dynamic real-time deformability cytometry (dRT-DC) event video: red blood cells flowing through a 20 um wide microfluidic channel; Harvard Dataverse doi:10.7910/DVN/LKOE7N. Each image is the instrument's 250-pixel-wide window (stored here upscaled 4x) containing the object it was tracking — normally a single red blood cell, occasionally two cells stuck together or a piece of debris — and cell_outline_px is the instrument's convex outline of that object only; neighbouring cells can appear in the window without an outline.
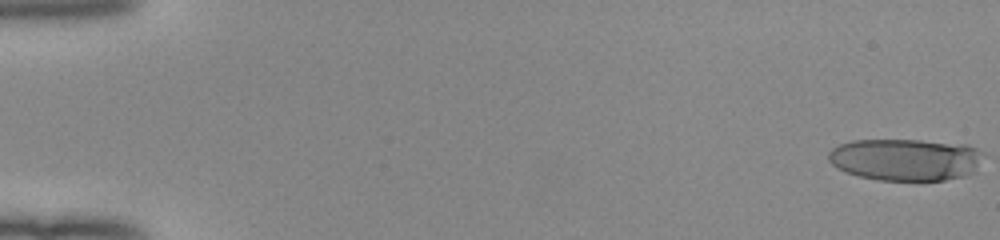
{"species": "human", "species_latin": "Homo sapiens", "temperature_condition": "room temperature", "stored_images_in_passage": 52, "camera_frame_rate_fps": 3000, "um_per_image_px": 0.085, "donor": {"sex": "female"}, "frame": {"image": 1, "passage_image": 1, "time_ms": 0.0, "image_size_px": [1000, 240], "cell_outline_px": [[984, 152], [972, 172], [964, 176], [944, 180], [880, 180], [860, 176], [844, 172], [832, 164], [828, 160], [828, 152], [832, 148], [840, 144], [852, 140], [920, 140], [968, 144]], "centroid_in_image_um": [76.94, 13.55], "position_along_channel_um": 8.1, "area_um2": 37.92}}
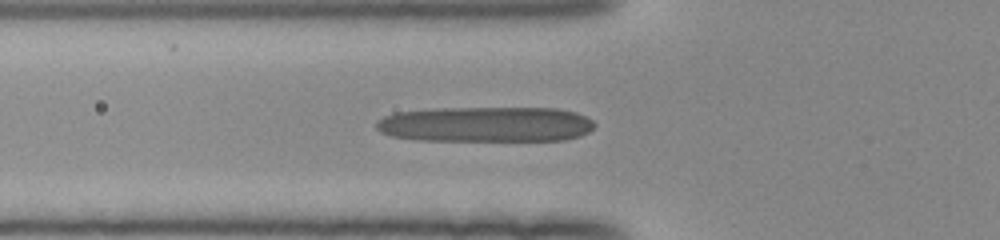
{"frame": {"image": 2, "passage_image": 20, "time_ms": 6.333, "image_size_px": [1000, 240], "cell_outline_px": [[596, 124], [588, 132], [580, 136], [564, 140], [416, 140], [392, 136], [380, 132], [376, 128], [376, 124], [384, 116], [396, 112], [440, 108], [556, 108], [576, 112], [592, 120]], "centroid_in_image_um": [41.3, 10.56], "position_along_channel_um": 84.5, "area_um2": 44.97}}
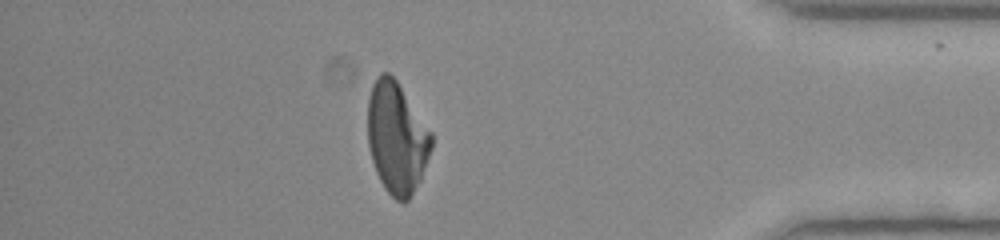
{"frame": {"image": 3, "passage_image": 46, "time_ms": 15.0, "image_size_px": [1000, 240], "cell_outline_px": [[432, 148], [420, 180], [408, 200], [404, 204], [396, 200], [384, 188], [376, 172], [372, 160], [368, 144], [368, 96], [372, 84], [376, 76], [380, 72], [388, 72], [396, 80], [432, 132]], "centroid_in_image_um": [33.71, 11.71], "position_along_channel_um": 401.5, "area_um2": 41.44}, "authors_computed_cell_mechanics": {"area_um2": 42.6275, "velocity_mm_per_s": 4.0307, "shape_relaxation_time_tau1_ms": null, "shape_relaxation_time_tau2_ms": 3.9837, "deformation_change_tau1": null, "deformation_change_tau2": 0.1886}}